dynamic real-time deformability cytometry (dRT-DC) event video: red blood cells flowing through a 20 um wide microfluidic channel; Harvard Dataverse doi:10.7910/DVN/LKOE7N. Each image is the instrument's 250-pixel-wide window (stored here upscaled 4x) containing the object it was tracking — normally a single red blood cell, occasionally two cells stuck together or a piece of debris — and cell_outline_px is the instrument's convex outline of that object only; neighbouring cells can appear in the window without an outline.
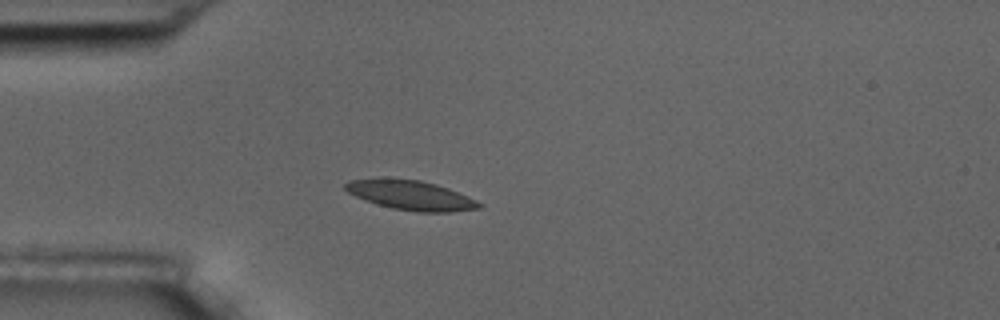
{"species": "common noctule bat (a hibernating species)", "species_latin": "Nyctalus noctula", "temperature_condition": "room temperature", "stored_images_in_passage": 3, "camera_frame_rate_fps": 3000, "um_per_image_px": 0.085, "animal": {"sex": "male", "body_mass_g": 17.5, "forearm_length_mm": 52.3}, "frame": {"image": 1, "passage_image": 3, "time_ms": 3.0, "image_size_px": [1000, 320], "cell_outline_px": [[484, 204], [480, 208], [448, 212], [416, 212], [392, 208], [376, 204], [356, 196], [348, 192], [344, 188], [344, 184], [348, 180], [384, 176], [420, 180], [436, 184], [448, 188], [468, 196]], "centroid_in_image_um": [34.88, 16.56], "position_along_channel_um": 50.1, "area_um2": 23.47}}